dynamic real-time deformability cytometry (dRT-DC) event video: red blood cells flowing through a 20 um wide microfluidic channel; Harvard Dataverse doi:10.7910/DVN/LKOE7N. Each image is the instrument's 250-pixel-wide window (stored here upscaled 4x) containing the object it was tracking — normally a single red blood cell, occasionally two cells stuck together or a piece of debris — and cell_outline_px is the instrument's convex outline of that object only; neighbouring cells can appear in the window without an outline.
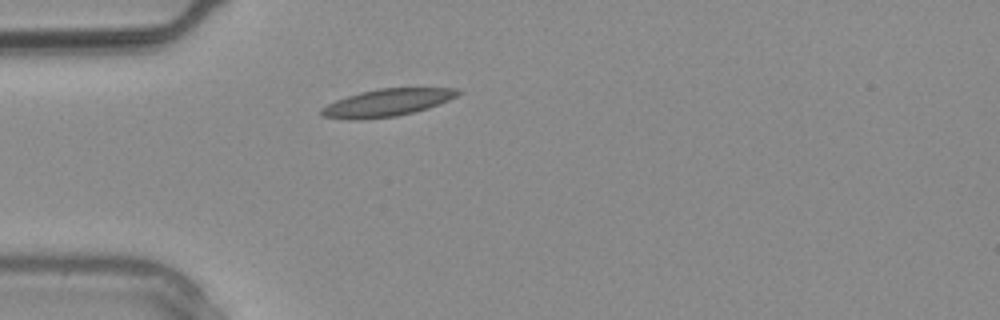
{"species": "common noctule bat (a hibernating species)", "species_latin": "Nyctalus noctula", "temperature_condition": "warm", "stored_images_in_passage": 1, "camera_frame_rate_fps": 3000, "um_per_image_px": 0.085, "animal": {"sex": "male", "body_mass_g": 20.4}, "frame": {"image": 1, "passage_image": 1, "time_ms": 0.0, "image_size_px": [1000, 320], "cell_outline_px": [[464, 92], [448, 100], [428, 108], [396, 116], [360, 120], [348, 120], [320, 116], [320, 108], [336, 100], [360, 92], [380, 88], [456, 88]], "centroid_in_image_um": [32.86, 8.73], "position_along_channel_um": 52.1, "area_um2": 21.79}}